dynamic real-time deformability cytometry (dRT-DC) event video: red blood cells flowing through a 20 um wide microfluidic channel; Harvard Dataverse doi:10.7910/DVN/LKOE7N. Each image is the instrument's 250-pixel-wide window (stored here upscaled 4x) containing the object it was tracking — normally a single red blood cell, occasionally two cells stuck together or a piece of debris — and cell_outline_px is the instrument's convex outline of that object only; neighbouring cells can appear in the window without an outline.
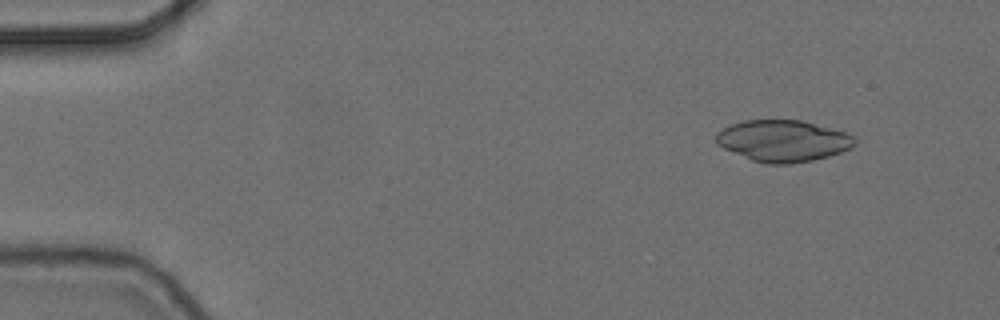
{"species": "common noctule bat (a hibernating species)", "species_latin": "Nyctalus noctula", "temperature_condition": "cold", "stored_images_in_passage": 5, "camera_frame_rate_fps": 3000, "um_per_image_px": 0.085, "animal": {"sex": "female", "body_mass_g": 24.6, "forearm_length_mm": 56.2}, "frame": {"image": 1, "passage_image": 2, "time_ms": 0.333, "image_size_px": [1000, 320], "cell_outline_px": [[856, 144], [852, 148], [828, 156], [812, 160], [788, 164], [768, 164], [752, 160], [724, 148], [716, 144], [716, 132], [732, 124], [744, 120], [800, 120], [848, 132], [856, 136]], "centroid_in_image_um": [66.6, 11.96], "position_along_channel_um": 18.4, "area_um2": 33.58}}